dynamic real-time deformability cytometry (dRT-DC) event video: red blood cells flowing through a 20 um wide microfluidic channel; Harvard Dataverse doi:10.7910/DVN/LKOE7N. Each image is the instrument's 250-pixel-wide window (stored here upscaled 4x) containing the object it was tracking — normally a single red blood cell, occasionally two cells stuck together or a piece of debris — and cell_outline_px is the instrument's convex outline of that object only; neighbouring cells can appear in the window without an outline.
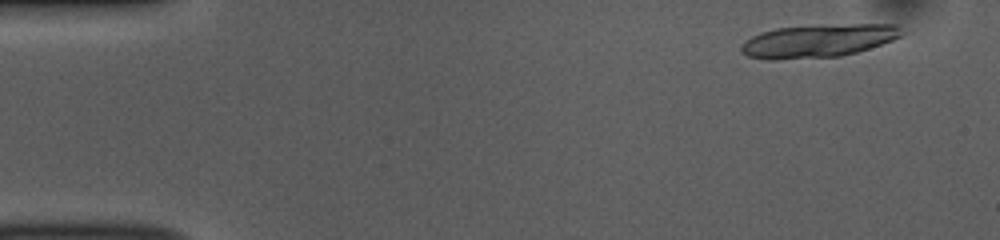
{"species": "common noctule bat (a hibernating species)", "species_latin": "Nyctalus noctula", "temperature_condition": "room temperature", "stored_images_in_passage": 17, "camera_frame_rate_fps": 3000, "um_per_image_px": 0.085, "animal": {"sex": "female", "body_mass_g": 10.0, "forearm_length_mm": 53.1}, "frame": {"image": 1, "passage_image": 4, "time_ms": 1.0, "image_size_px": [1000, 240], "cell_outline_px": [[908, 32], [892, 40], [856, 52], [840, 56], [776, 60], [768, 60], [748, 56], [740, 52], [740, 48], [752, 36], [760, 32], [776, 28], [852, 24], [900, 24]], "centroid_in_image_um": [69.6, 3.47], "position_along_channel_um": 15.4, "area_um2": 30.87}}